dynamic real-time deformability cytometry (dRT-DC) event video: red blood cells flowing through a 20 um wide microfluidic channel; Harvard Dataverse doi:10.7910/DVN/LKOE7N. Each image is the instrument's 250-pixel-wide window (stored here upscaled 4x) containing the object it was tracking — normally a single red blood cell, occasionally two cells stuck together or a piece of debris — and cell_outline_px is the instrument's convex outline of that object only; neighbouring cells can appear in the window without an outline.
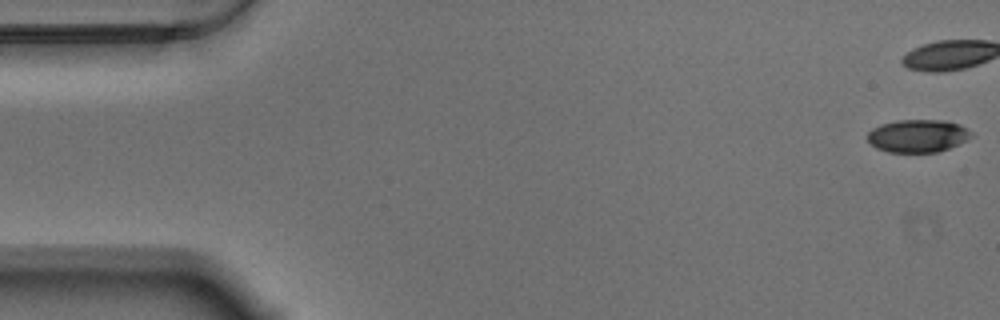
{"species": "Egyptian fruit bat (a non-hibernating species)", "species_latin": "Rousettus aegyptiacus", "temperature_condition": "warm", "stored_images_in_passage": 16, "camera_frame_rate_fps": 3000, "um_per_image_px": 0.085, "animal": {"sex": "male"}, "frame": {"image": 1, "passage_image": 1, "time_ms": 0.0, "image_size_px": [1000, 320], "cell_outline_px": [[976, 136], [948, 148], [936, 152], [888, 152], [876, 148], [868, 140], [868, 132], [872, 128], [880, 124], [896, 120], [948, 120], [960, 124], [968, 128]], "centroid_in_image_um": [78.05, 11.53], "position_along_channel_um": 7.0, "area_um2": 20.06}}